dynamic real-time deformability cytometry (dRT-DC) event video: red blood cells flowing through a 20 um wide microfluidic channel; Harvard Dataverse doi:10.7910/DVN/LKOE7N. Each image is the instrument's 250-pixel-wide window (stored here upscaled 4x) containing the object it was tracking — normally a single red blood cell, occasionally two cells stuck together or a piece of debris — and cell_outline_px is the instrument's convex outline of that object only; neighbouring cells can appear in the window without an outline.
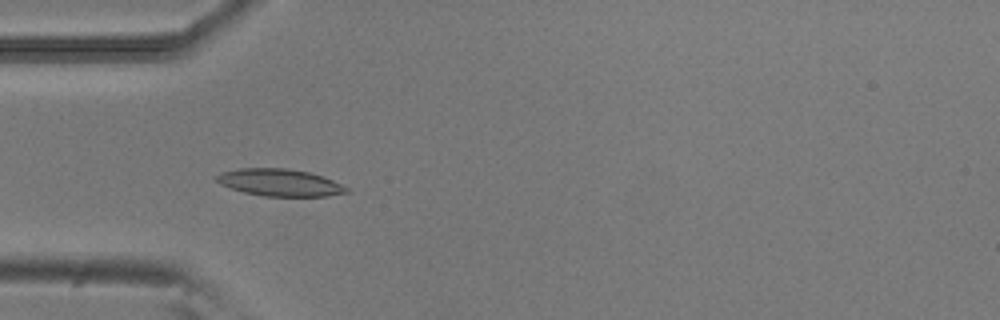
{"species": "common noctule bat (a hibernating species)", "species_latin": "Nyctalus noctula", "temperature_condition": "room temperature", "stored_images_in_passage": 7, "camera_frame_rate_fps": 3000, "um_per_image_px": 0.085, "animal": {"sex": "male", "body_mass_g": 20.5, "forearm_length_mm": 52.5}, "frame": {"image": 1, "passage_image": 5, "time_ms": 1.333, "image_size_px": [1000, 320], "cell_outline_px": [[348, 192], [328, 196], [264, 196], [244, 192], [220, 184], [216, 180], [216, 176], [220, 172], [240, 168], [288, 168], [308, 172], [324, 176], [348, 188]], "centroid_in_image_um": [23.77, 15.51], "position_along_channel_um": 61.2, "area_um2": 20.46}}
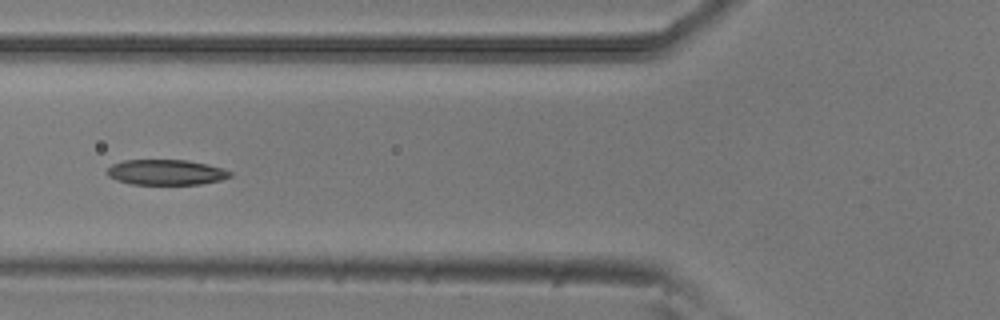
{"frame": {"image": 2, "passage_image": 6, "time_ms": 1.667, "image_size_px": [1000, 320], "cell_outline_px": [[232, 176], [220, 180], [200, 184], [132, 184], [116, 180], [108, 176], [108, 168], [112, 164], [124, 160], [188, 160], [208, 164], [232, 172]], "centroid_in_image_um": [14.11, 14.64], "position_along_channel_um": 111.7, "area_um2": 18.09}}
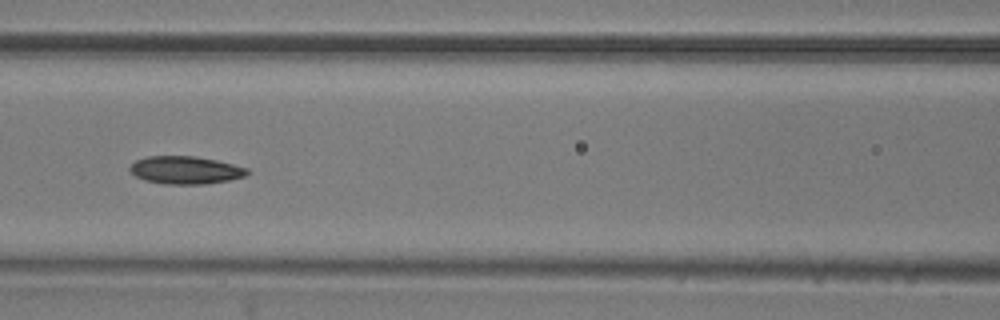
{"frame": {"image": 3, "passage_image": 7, "time_ms": 2.0, "image_size_px": [1000, 320], "cell_outline_px": [[248, 172], [244, 176], [228, 180], [204, 184], [164, 184], [144, 180], [136, 176], [128, 168], [136, 160], [148, 156], [196, 156], [216, 160], [248, 168]], "centroid_in_image_um": [15.74, 14.45], "position_along_channel_um": 150.9, "area_um2": 18.84}}